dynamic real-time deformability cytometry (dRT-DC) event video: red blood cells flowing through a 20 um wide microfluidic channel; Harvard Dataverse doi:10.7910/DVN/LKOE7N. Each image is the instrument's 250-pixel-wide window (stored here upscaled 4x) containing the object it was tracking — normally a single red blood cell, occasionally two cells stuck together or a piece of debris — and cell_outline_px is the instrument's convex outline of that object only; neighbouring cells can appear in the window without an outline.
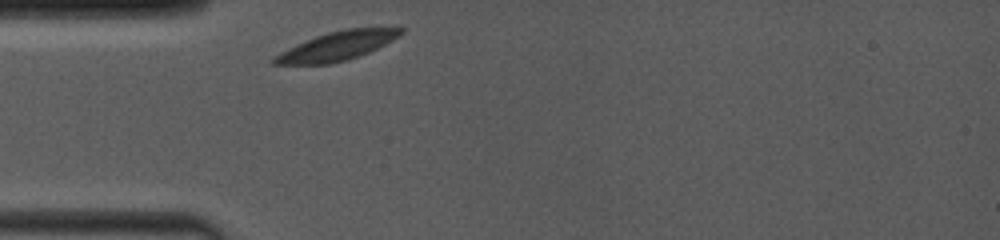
{"species": "common noctule bat (a hibernating species)", "species_latin": "Nyctalus noctula", "temperature_condition": "room temperature", "stored_images_in_passage": 41, "camera_frame_rate_fps": 4000, "um_per_image_px": 0.085, "animal": {"sex": "female", "body_mass_g": 19.0, "forearm_length_mm": 53.3}, "frame": {"image": 1, "passage_image": 1, "time_ms": 0.0, "image_size_px": [1000, 240], "cell_outline_px": [[404, 32], [392, 40], [368, 52], [348, 60], [328, 64], [272, 64], [268, 60], [272, 56], [288, 48], [316, 36], [328, 32], [344, 28], [404, 28]], "centroid_in_image_um": [28.59, 3.92], "position_along_channel_um": 56.4, "area_um2": 21.1}}
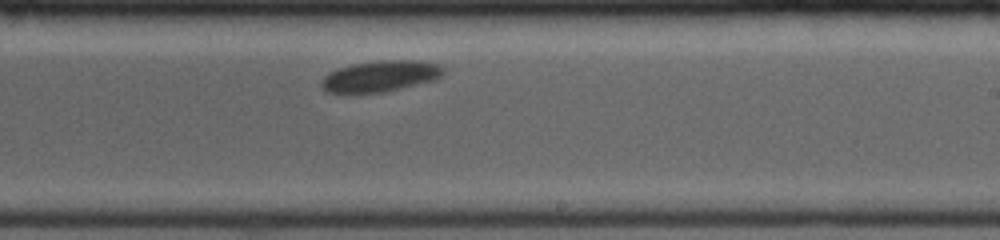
{"frame": {"image": 2, "passage_image": 20, "time_ms": 5.5, "image_size_px": [1000, 240], "cell_outline_px": [[444, 72], [440, 76], [432, 80], [384, 92], [328, 92], [320, 84], [320, 80], [328, 72], [352, 64], [380, 60], [412, 60], [440, 64], [444, 68]], "centroid_in_image_um": [32.32, 6.45], "position_along_channel_um": 256.7, "area_um2": 21.73}}
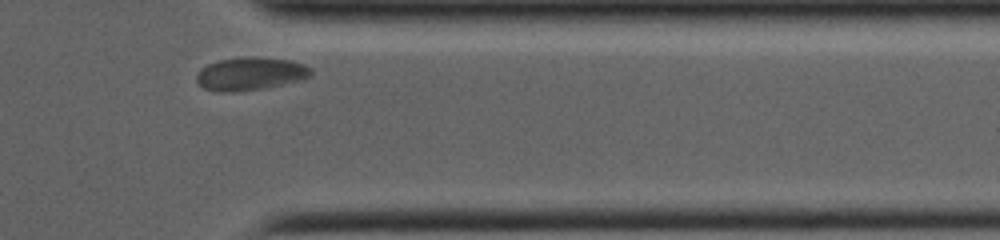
{"frame": {"image": 3, "passage_image": 38, "time_ms": 9.0, "image_size_px": [1000, 240], "cell_outline_px": [[312, 76], [300, 80], [268, 88], [232, 92], [216, 92], [204, 88], [196, 80], [196, 76], [200, 68], [208, 64], [220, 60], [244, 56], [252, 56], [288, 60], [304, 64], [312, 68]], "centroid_in_image_um": [21.29, 6.27], "position_along_channel_um": 390.1, "area_um2": 22.25}, "authors_computed_cell_mechanics": {"area_um2": 22.1952, "velocity_mm_per_s": 3.7614, "shape_relaxation_time_tau1_ms": 1.995, "shape_relaxation_time_tau2_ms": null, "deformation_change_tau1": 0.074, "deformation_change_tau2": null}}